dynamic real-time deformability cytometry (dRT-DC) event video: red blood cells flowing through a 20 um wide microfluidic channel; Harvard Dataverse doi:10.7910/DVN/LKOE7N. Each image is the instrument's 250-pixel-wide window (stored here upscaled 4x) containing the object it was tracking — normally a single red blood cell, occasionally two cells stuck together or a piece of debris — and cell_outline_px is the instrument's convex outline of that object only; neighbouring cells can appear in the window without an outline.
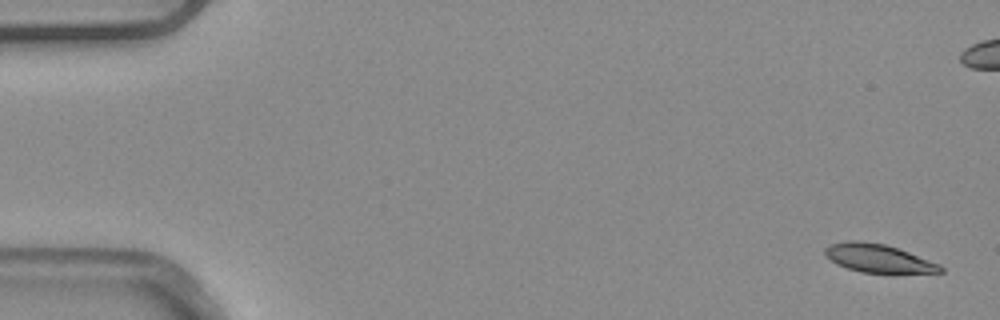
{"species": "common noctule bat (a hibernating species)", "species_latin": "Nyctalus noctula", "temperature_condition": "warm", "stored_images_in_passage": 5, "camera_frame_rate_fps": 3000, "um_per_image_px": 0.085, "animal": {"sex": "male", "body_mass_g": 20.4}, "frame": {"image": 1, "passage_image": 1, "time_ms": 0.0, "image_size_px": [1000, 320], "cell_outline_px": [[944, 272], [860, 272], [836, 264], [824, 256], [824, 248], [832, 244], [848, 240], [860, 240], [884, 244], [908, 252], [940, 264], [944, 268]], "centroid_in_image_um": [74.6, 21.94], "position_along_channel_um": 10.4, "area_um2": 18.79}}
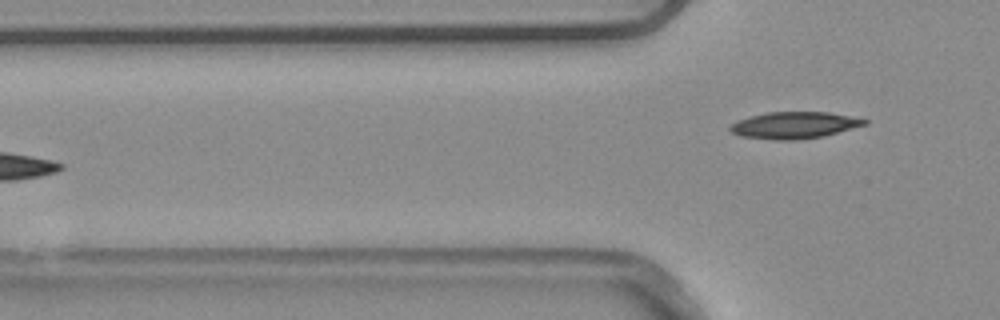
{"frame": {"image": 2, "passage_image": 5, "time_ms": 1.333, "image_size_px": [1000, 320], "cell_outline_px": [[868, 124], [824, 136], [796, 140], [776, 140], [740, 136], [732, 132], [728, 128], [736, 120], [768, 112], [828, 112], [868, 120]], "centroid_in_image_um": [67.5, 10.65], "position_along_channel_um": 58.3, "area_um2": 20.81}}